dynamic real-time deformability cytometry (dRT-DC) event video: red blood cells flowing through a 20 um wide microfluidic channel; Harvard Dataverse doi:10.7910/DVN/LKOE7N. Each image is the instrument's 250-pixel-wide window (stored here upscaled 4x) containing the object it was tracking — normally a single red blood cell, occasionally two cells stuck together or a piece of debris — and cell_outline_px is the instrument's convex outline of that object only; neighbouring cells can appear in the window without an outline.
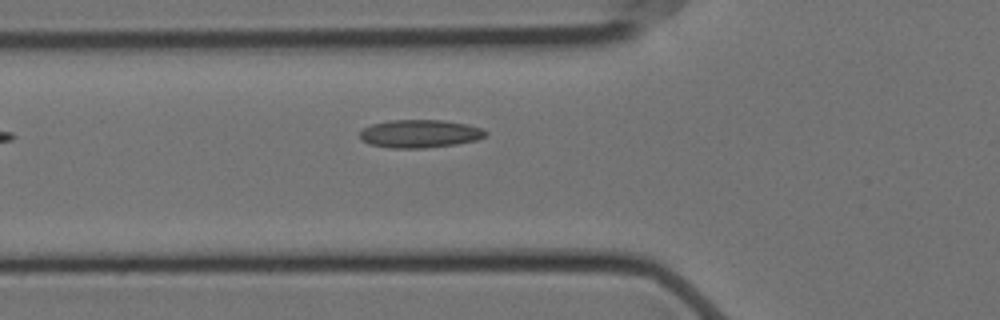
{"species": "Egyptian fruit bat (a non-hibernating species)", "species_latin": "Rousettus aegyptiacus", "temperature_condition": "cold", "stored_images_in_passage": 24, "camera_frame_rate_fps": 3000, "um_per_image_px": 0.085, "animal": {"sex": "female"}, "frame": {"image": 1, "passage_image": 3, "time_ms": 0.667, "image_size_px": [1000, 320], "cell_outline_px": [[488, 136], [476, 140], [456, 144], [424, 148], [388, 148], [368, 144], [360, 140], [360, 132], [364, 128], [372, 124], [388, 120], [444, 120], [468, 124], [480, 128], [488, 132]], "centroid_in_image_um": [35.68, 11.37], "position_along_channel_um": 90.1, "area_um2": 20.75}}
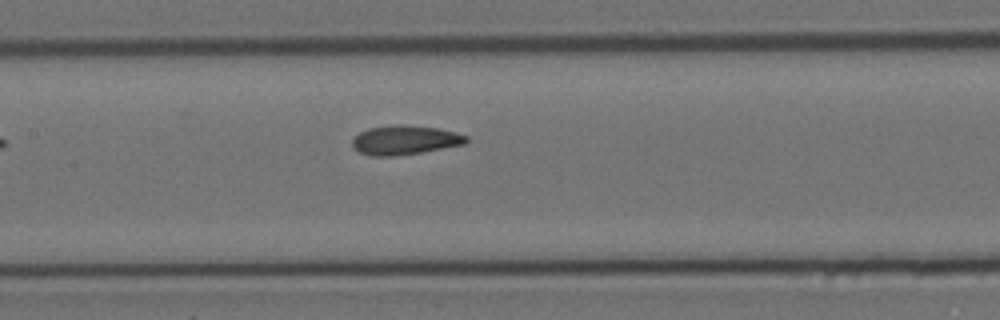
{"frame": {"image": 2, "passage_image": 10, "time_ms": 3.0, "image_size_px": [1000, 320], "cell_outline_px": [[468, 140], [464, 144], [420, 152], [392, 156], [372, 156], [360, 152], [352, 148], [352, 140], [360, 132], [368, 128], [392, 124], [400, 124], [436, 128], [456, 132], [468, 136]], "centroid_in_image_um": [34.38, 11.89], "position_along_channel_um": 173.0, "area_um2": 19.31}}
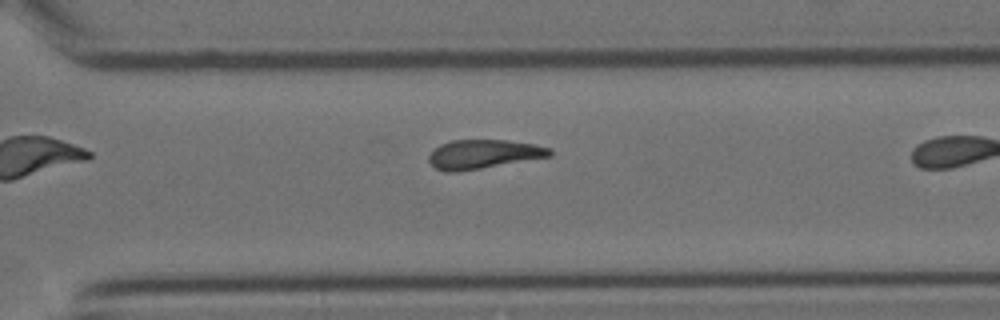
{"frame": {"image": 3, "passage_image": 20, "time_ms": 6.333, "image_size_px": [1000, 320], "cell_outline_px": [[552, 156], [460, 172], [444, 172], [436, 168], [428, 160], [428, 156], [440, 144], [452, 140], [508, 140], [536, 144], [552, 148]], "centroid_in_image_um": [41.12, 13.11], "position_along_channel_um": 329.5, "area_um2": 20.63}}